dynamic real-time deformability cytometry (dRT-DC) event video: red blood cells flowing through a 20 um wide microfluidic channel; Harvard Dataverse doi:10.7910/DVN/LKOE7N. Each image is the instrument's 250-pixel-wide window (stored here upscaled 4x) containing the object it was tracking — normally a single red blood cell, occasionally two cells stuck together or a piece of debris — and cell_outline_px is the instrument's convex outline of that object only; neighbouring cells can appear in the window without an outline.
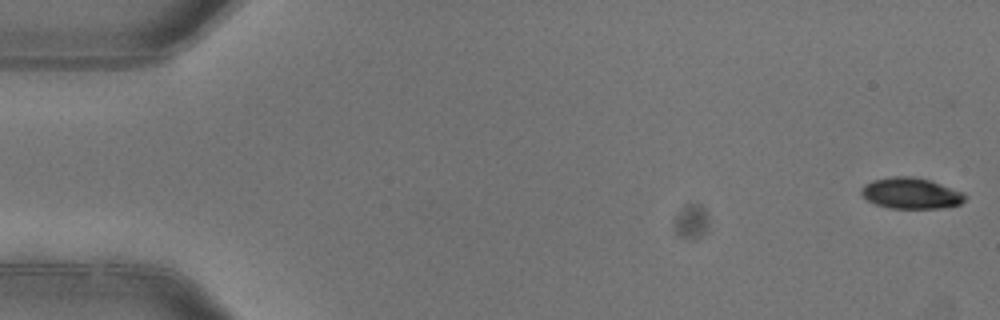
{"species": "common noctule bat (a hibernating species)", "species_latin": "Nyctalus noctula", "temperature_condition": "warm", "stored_images_in_passage": 4, "camera_frame_rate_fps": 3000, "um_per_image_px": 0.085, "animal": {"sex": "female"}, "frame": {"image": 1, "passage_image": 1, "time_ms": 0.0, "image_size_px": [1000, 320], "cell_outline_px": [[964, 200], [960, 204], [948, 208], [888, 208], [876, 204], [868, 200], [860, 192], [860, 188], [864, 184], [872, 180], [892, 176], [912, 176], [928, 180], [964, 192]], "centroid_in_image_um": [77.41, 16.43], "position_along_channel_um": 7.6, "area_um2": 18.73}}
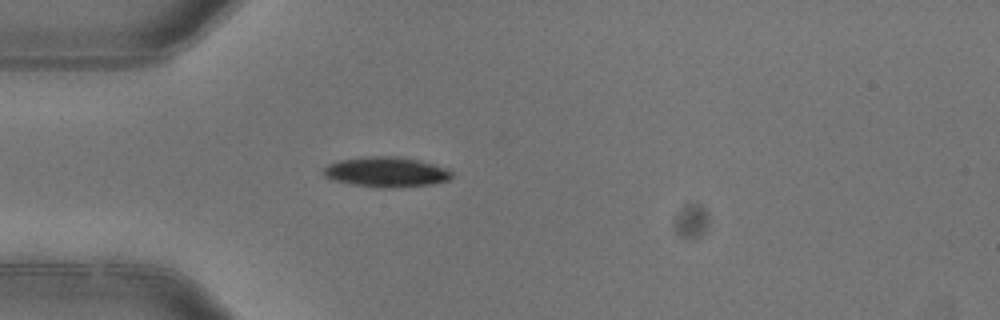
{"frame": {"image": 2, "passage_image": 4, "time_ms": 1.0, "image_size_px": [1000, 320], "cell_outline_px": [[452, 176], [448, 180], [432, 184], [352, 184], [336, 180], [324, 176], [324, 168], [328, 164], [340, 160], [364, 156], [396, 156], [420, 160], [448, 168], [452, 172]], "centroid_in_image_um": [32.85, 14.54], "position_along_channel_um": 52.2, "area_um2": 21.21}}